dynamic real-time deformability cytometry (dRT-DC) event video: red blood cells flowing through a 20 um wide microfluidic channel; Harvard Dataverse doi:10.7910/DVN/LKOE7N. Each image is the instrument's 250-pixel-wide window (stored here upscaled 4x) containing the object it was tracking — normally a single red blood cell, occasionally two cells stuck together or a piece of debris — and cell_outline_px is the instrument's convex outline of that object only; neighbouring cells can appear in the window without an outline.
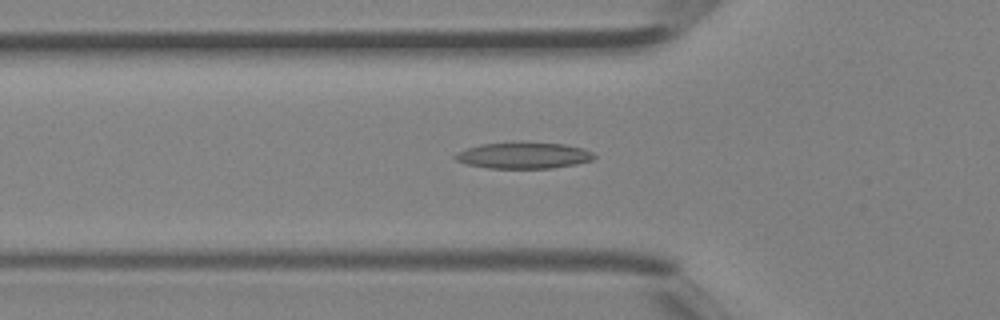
{"species": "Egyptian fruit bat (a non-hibernating species)", "species_latin": "Rousettus aegyptiacus", "temperature_condition": "room temperature", "stored_images_in_passage": 42, "camera_frame_rate_fps": 3000, "um_per_image_px": 0.085, "animal": {"sex": "female"}, "frame": {"image": 1, "passage_image": 14, "time_ms": 4.333, "image_size_px": [1000, 320], "cell_outline_px": [[596, 156], [592, 160], [576, 164], [552, 168], [488, 168], [468, 164], [456, 160], [452, 156], [456, 152], [480, 144], [564, 144], [584, 148], [592, 152]], "centroid_in_image_um": [44.51, 13.24], "position_along_channel_um": 81.3, "area_um2": 20.63}}
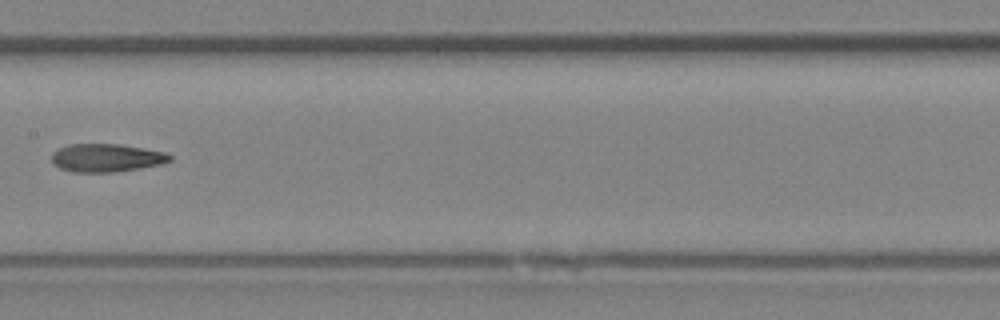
{"frame": {"image": 2, "passage_image": 21, "time_ms": 6.667, "image_size_px": [1000, 320], "cell_outline_px": [[172, 160], [160, 164], [112, 172], [72, 172], [60, 168], [52, 164], [52, 152], [68, 144], [120, 144], [144, 148], [164, 152], [172, 156]], "centroid_in_image_um": [9.01, 13.41], "position_along_channel_um": 198.4, "area_um2": 19.25}}
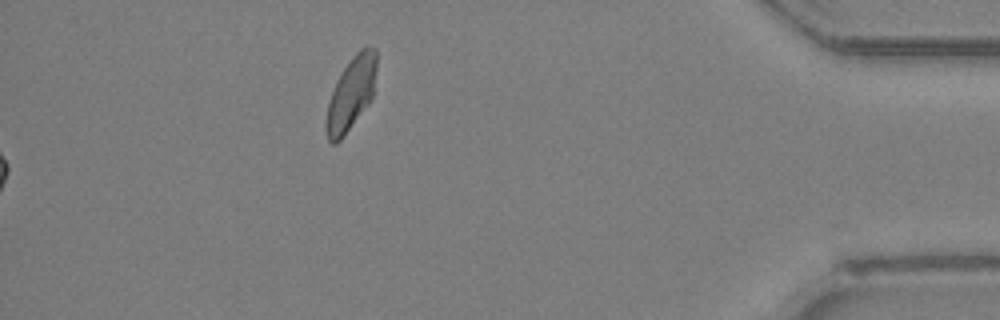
{"frame": {"image": 3, "passage_image": 42, "time_ms": 13.667, "image_size_px": [1000, 320], "cell_outline_px": [[376, 68], [372, 96], [368, 104], [344, 136], [336, 144], [332, 144], [328, 140], [324, 128], [324, 124], [328, 100], [336, 80], [352, 56], [360, 48], [376, 48]], "centroid_in_image_um": [29.79, 8.0], "position_along_channel_um": 405.4, "area_um2": 21.44}}